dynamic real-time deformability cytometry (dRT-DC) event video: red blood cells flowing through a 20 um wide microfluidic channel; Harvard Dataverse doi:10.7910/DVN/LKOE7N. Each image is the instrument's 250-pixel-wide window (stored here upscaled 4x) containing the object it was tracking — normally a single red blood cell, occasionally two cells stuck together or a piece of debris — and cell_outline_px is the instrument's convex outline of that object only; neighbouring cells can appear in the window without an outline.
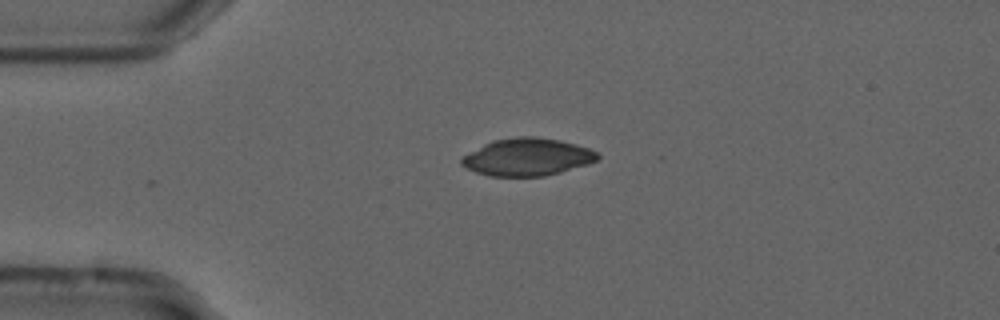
{"species": "common noctule bat (a hibernating species)", "species_latin": "Nyctalus noctula", "temperature_condition": "cold", "stored_images_in_passage": 43, "camera_frame_rate_fps": 3000, "um_per_image_px": 0.085, "animal": {"sex": "male", "forearm_length_mm": 52.5}, "frame": {"image": 1, "passage_image": 1, "time_ms": 0.0, "image_size_px": [1000, 320], "cell_outline_px": [[600, 156], [596, 160], [588, 164], [560, 172], [544, 176], [488, 176], [476, 172], [460, 164], [460, 156], [492, 140], [516, 136], [536, 136], [560, 140], [576, 144], [588, 148], [596, 152]], "centroid_in_image_um": [44.78, 13.34], "position_along_channel_um": 40.2, "area_um2": 29.82}}
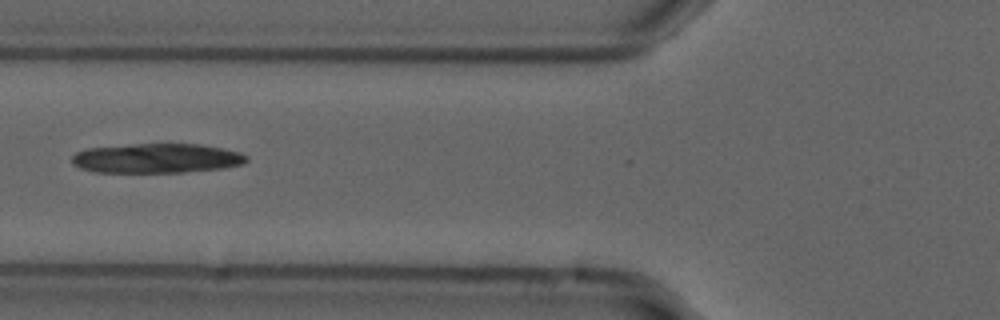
{"frame": {"image": 2, "passage_image": 9, "time_ms": 2.667, "image_size_px": [1000, 320], "cell_outline_px": [[248, 160], [240, 164], [224, 168], [184, 172], [92, 172], [80, 168], [72, 164], [72, 156], [76, 152], [84, 148], [136, 144], [200, 144], [240, 152], [248, 156]], "centroid_in_image_um": [13.28, 13.45], "position_along_channel_um": 112.5, "area_um2": 30.11}}
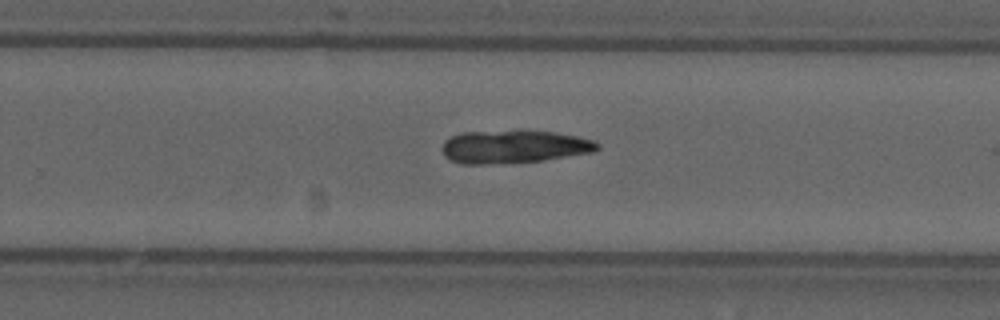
{"frame": {"image": 3, "passage_image": 23, "time_ms": 7.333, "image_size_px": [1000, 320], "cell_outline_px": [[600, 148], [592, 152], [544, 160], [492, 164], [460, 164], [444, 156], [444, 140], [460, 132], [520, 128], [556, 132], [576, 136], [592, 140], [600, 144]], "centroid_in_image_um": [43.68, 12.43], "position_along_channel_um": 286.1, "area_um2": 30.63}}